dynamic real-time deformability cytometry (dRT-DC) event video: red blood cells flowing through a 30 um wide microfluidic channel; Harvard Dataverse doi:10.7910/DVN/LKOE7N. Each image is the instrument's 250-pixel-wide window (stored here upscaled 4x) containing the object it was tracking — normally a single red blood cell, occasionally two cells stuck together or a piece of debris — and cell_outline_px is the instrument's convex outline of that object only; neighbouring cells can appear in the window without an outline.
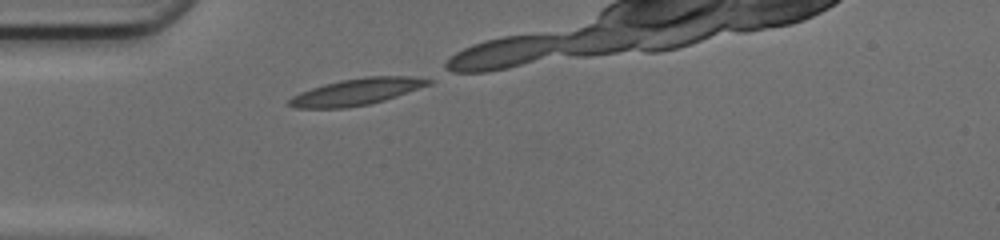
{"species": "common noctule bat (a hibernating species)", "species_latin": "Nyctalus noctula", "temperature_condition": "cold", "stored_images_in_passage": 25, "camera_frame_rate_fps": 3000, "um_per_image_px": 0.085, "animal": {"sex": "female", "body_mass_g": 17.0, "forearm_length_mm": 48.0}, "frame": {"image": 1, "passage_image": 1, "time_ms": 0.0, "image_size_px": [1000, 240], "cell_outline_px": [[432, 84], [384, 100], [368, 104], [344, 108], [296, 108], [288, 104], [288, 100], [292, 96], [300, 92], [324, 84], [340, 80], [364, 76], [408, 76], [432, 80]], "centroid_in_image_um": [30.3, 7.79], "position_along_channel_um": 54.7, "area_um2": 21.44}}
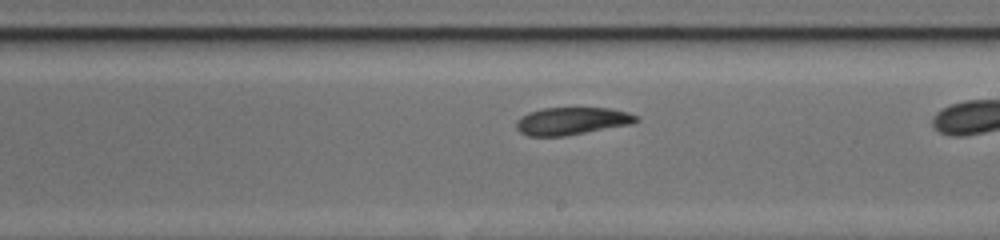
{"frame": {"image": 2, "passage_image": 15, "time_ms": 4.667, "image_size_px": [1000, 240], "cell_outline_px": [[640, 120], [632, 124], [564, 136], [528, 136], [520, 132], [516, 128], [516, 120], [520, 116], [528, 112], [544, 108], [608, 108], [628, 112], [636, 116]], "centroid_in_image_um": [48.58, 10.29], "position_along_channel_um": 240.4, "area_um2": 19.25}}
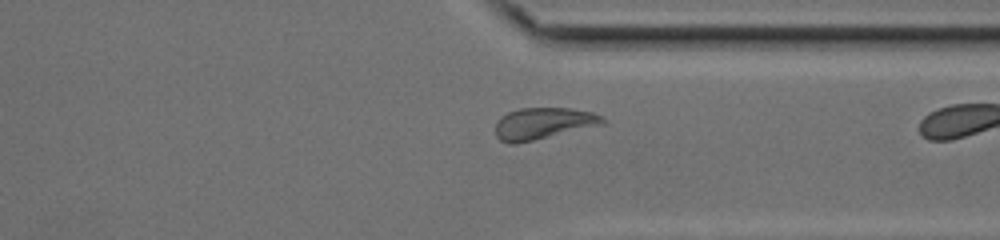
{"frame": {"image": 3, "passage_image": 24, "time_ms": 7.667, "image_size_px": [1000, 240], "cell_outline_px": [[604, 124], [516, 144], [508, 144], [500, 140], [496, 136], [496, 124], [500, 116], [508, 112], [520, 108], [572, 108], [592, 112], [604, 116]], "centroid_in_image_um": [46.16, 10.49], "position_along_channel_um": 365.2, "area_um2": 19.77}}